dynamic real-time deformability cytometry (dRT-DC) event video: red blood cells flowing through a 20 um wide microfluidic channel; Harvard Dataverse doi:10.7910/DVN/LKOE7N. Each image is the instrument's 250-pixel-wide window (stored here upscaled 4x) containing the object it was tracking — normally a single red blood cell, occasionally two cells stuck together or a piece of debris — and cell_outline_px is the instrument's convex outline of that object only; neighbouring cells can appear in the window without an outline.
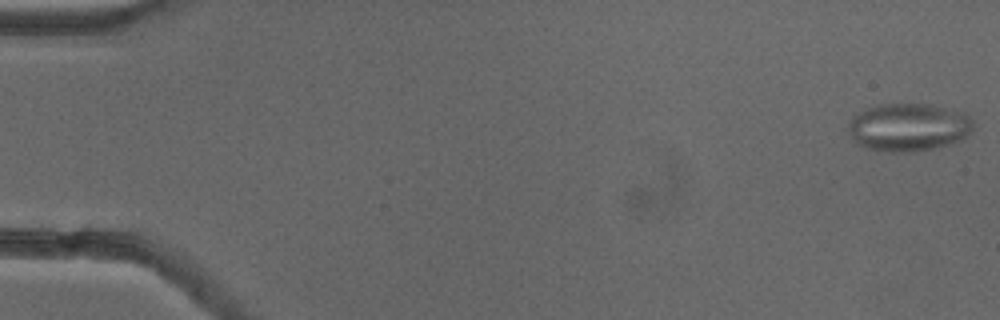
{"species": "common noctule bat (a hibernating species)", "species_latin": "Nyctalus noctula", "temperature_condition": "cold", "stored_images_in_passage": 53, "segment_of_instrument_passage": [1, 2], "camera_frame_rate_fps": 3000, "um_per_image_px": 0.085, "animal": {"sex": "female"}, "frame": {"image": 1, "passage_image": 1, "time_ms": 0.0, "image_size_px": [1000, 320], "cell_outline_px": [[972, 132], [964, 140], [952, 144], [912, 152], [876, 152], [852, 140], [848, 132], [848, 124], [852, 116], [868, 108], [880, 104], [928, 104], [964, 112], [972, 120]], "centroid_in_image_um": [77.23, 10.83], "position_along_channel_um": 7.8, "area_um2": 35.26}}